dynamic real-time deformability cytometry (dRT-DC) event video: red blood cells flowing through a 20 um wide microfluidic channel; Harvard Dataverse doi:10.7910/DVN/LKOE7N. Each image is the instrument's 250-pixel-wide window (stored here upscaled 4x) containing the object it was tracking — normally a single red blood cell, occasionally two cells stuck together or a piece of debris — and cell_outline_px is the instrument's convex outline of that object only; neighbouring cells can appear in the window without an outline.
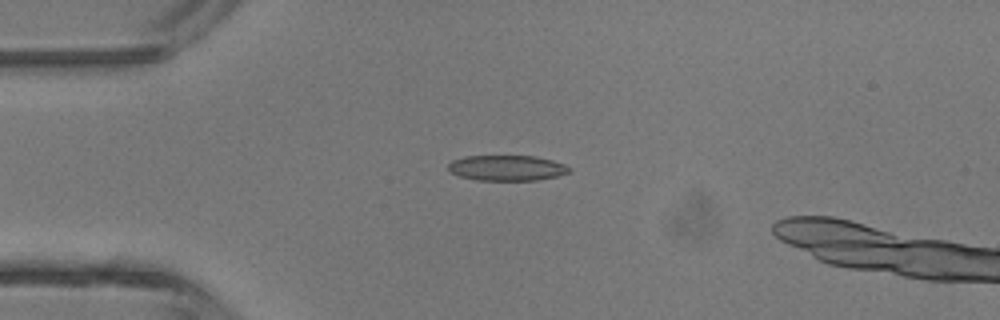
{"species": "common noctule bat (a hibernating species)", "species_latin": "Nyctalus noctula", "temperature_condition": "room temperature", "stored_images_in_passage": 4, "camera_frame_rate_fps": 3000, "um_per_image_px": 0.085, "animal": {"sex": "male", "body_mass_g": 13.3}, "frame": {"image": 1, "passage_image": 3, "time_ms": 0.667, "image_size_px": [1000, 320], "cell_outline_px": [[572, 172], [556, 176], [536, 180], [476, 180], [460, 176], [448, 172], [448, 164], [452, 160], [464, 156], [536, 156], [552, 160], [564, 164], [572, 168]], "centroid_in_image_um": [43.08, 14.27], "position_along_channel_um": 41.9, "area_um2": 18.09}}